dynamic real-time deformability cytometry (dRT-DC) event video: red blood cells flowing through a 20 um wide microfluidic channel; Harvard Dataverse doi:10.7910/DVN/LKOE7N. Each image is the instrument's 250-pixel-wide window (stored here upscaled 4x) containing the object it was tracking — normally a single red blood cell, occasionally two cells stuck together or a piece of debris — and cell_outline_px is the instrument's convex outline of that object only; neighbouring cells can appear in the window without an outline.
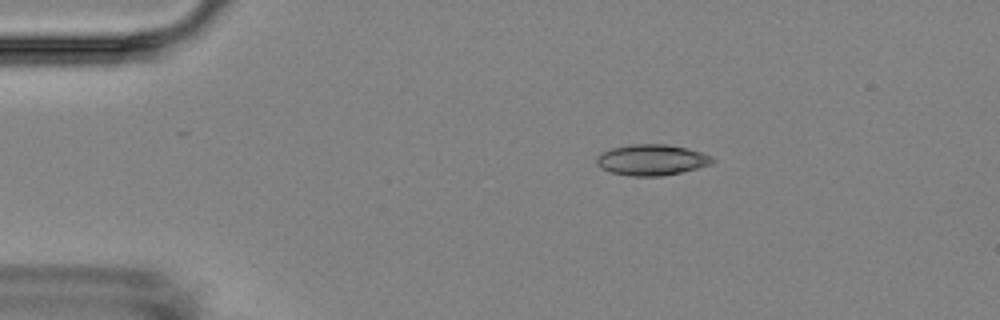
{"species": "Egyptian fruit bat (a non-hibernating species)", "species_latin": "Rousettus aegyptiacus", "temperature_condition": "room temperature", "stored_images_in_passage": 3, "camera_frame_rate_fps": 3000, "um_per_image_px": 0.085, "animal": {"sex": "female"}, "frame": {"image": 1, "passage_image": 2, "time_ms": 1.667, "image_size_px": [1000, 320], "cell_outline_px": [[716, 160], [712, 164], [680, 172], [660, 176], [632, 176], [612, 172], [600, 168], [596, 164], [596, 160], [604, 152], [612, 148], [628, 144], [668, 144], [688, 148], [712, 156]], "centroid_in_image_um": [55.42, 13.58], "position_along_channel_um": 29.6, "area_um2": 20.75}}